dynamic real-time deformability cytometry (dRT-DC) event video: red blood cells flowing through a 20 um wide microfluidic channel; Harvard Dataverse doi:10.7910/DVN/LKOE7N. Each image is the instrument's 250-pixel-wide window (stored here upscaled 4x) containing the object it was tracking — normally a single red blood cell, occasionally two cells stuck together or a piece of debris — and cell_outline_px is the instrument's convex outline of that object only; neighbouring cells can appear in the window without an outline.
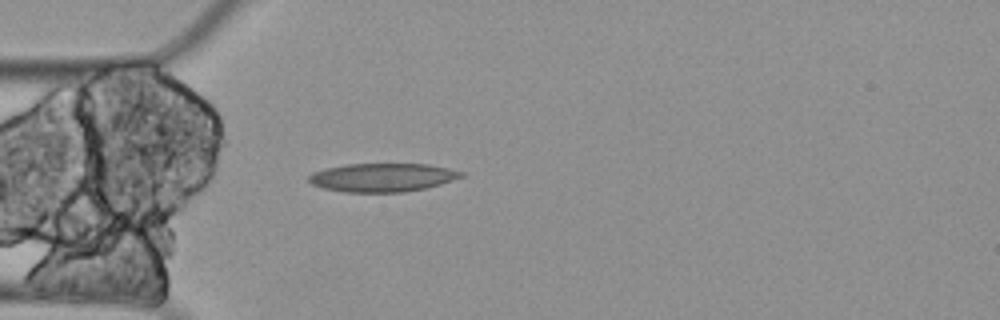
{"species": "Egyptian fruit bat (a non-hibernating species)", "species_latin": "Rousettus aegyptiacus", "temperature_condition": "cold", "stored_images_in_passage": 4, "camera_frame_rate_fps": 3000, "um_per_image_px": 0.085, "animal": {"sex": "female"}, "frame": {"image": 1, "passage_image": 4, "time_ms": 1.0, "image_size_px": [1000, 320], "cell_outline_px": [[464, 176], [440, 184], [424, 188], [404, 192], [344, 192], [324, 188], [312, 184], [308, 180], [308, 176], [312, 172], [324, 168], [344, 164], [428, 164], [448, 168], [464, 172]], "centroid_in_image_um": [32.48, 15.08], "position_along_channel_um": 52.5, "area_um2": 25.32}}